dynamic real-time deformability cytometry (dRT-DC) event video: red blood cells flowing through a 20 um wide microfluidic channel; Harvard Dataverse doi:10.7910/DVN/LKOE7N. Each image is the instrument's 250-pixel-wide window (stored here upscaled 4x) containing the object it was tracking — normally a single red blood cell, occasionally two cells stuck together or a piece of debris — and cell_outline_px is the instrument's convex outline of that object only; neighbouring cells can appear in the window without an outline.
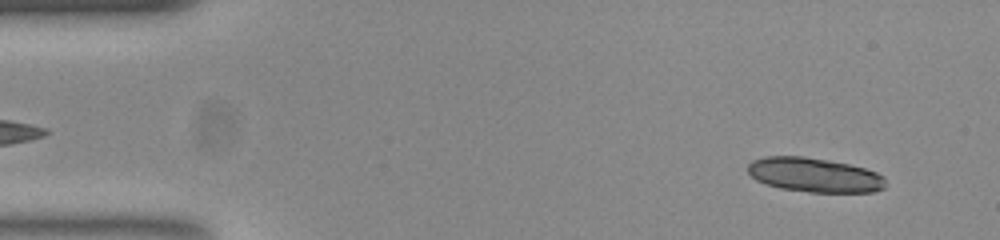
{"species": "common noctule bat (a hibernating species)", "species_latin": "Nyctalus noctula", "temperature_condition": "room temperature", "stored_images_in_passage": 52, "camera_frame_rate_fps": 3000, "um_per_image_px": 0.085, "animal": {"sex": "female", "body_mass_g": 23.0, "forearm_length_mm": 53.4}, "frame": {"image": 1, "passage_image": 3, "time_ms": 0.667, "image_size_px": [1000, 240], "cell_outline_px": [[884, 188], [872, 192], [808, 192], [780, 188], [764, 184], [756, 180], [748, 172], [748, 164], [752, 160], [764, 156], [804, 156], [828, 160], [848, 164], [864, 168], [876, 172], [884, 176]], "centroid_in_image_um": [69.19, 14.87], "position_along_channel_um": 15.8, "area_um2": 27.63}}
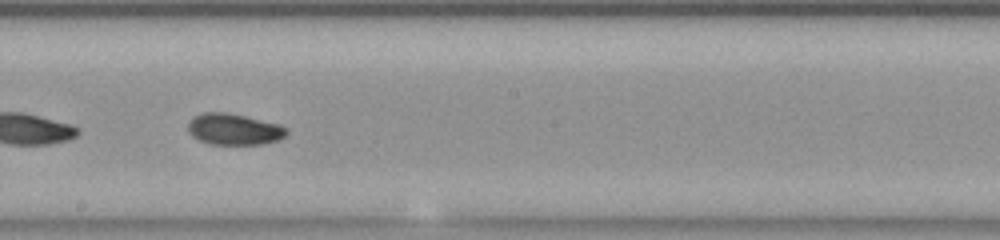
{"frame": {"image": 2, "passage_image": 28, "time_ms": 9.0, "image_size_px": [1000, 240], "cell_outline_px": [[288, 132], [280, 140], [264, 144], [208, 144], [192, 136], [188, 132], [188, 120], [192, 116], [200, 112], [224, 112], [244, 116], [280, 124], [288, 128]], "centroid_in_image_um": [19.87, 10.98], "position_along_channel_um": 228.3, "area_um2": 18.21}}
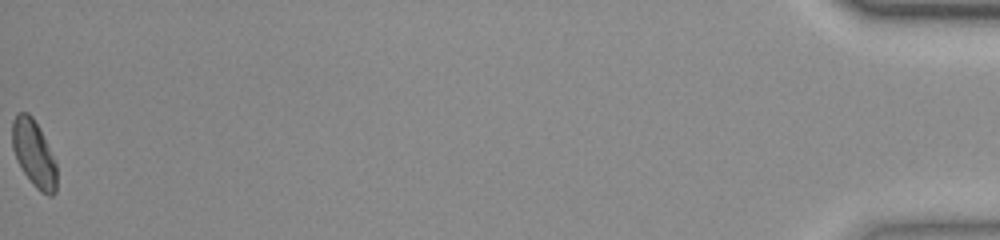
{"frame": {"image": 3, "passage_image": 52, "time_ms": 17.0, "image_size_px": [1000, 240], "cell_outline_px": [[56, 192], [52, 196], [48, 196], [40, 192], [32, 184], [16, 160], [12, 148], [12, 120], [16, 112], [28, 112], [32, 116], [40, 128], [56, 164]], "centroid_in_image_um": [2.86, 13.04], "position_along_channel_um": 432.3, "area_um2": 17.4}, "authors_computed_cell_mechanics": {"area_um2": 18.0047, "velocity_mm_per_s": 3.8813, "shape_relaxation_time_tau1_ms": 2.9334, "shape_relaxation_time_tau2_ms": 3.4656, "deformation_change_tau1": 0.1255, "deformation_change_tau2": 0.075}}